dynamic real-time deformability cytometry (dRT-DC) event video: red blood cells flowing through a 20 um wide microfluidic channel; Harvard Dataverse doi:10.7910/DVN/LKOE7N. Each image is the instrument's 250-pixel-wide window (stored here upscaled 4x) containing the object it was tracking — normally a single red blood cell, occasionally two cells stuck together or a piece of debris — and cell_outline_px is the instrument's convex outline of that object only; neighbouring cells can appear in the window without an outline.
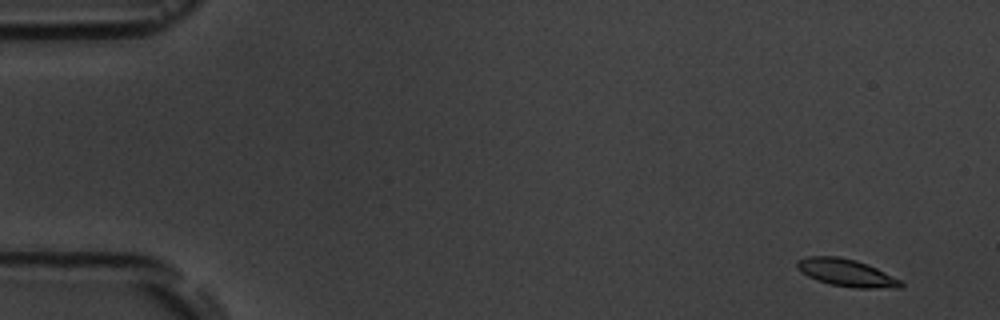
{"species": "common noctule bat (a hibernating species)", "species_latin": "Nyctalus noctula", "temperature_condition": "room temperature", "stored_images_in_passage": 5, "camera_frame_rate_fps": 3000, "um_per_image_px": 0.085, "animal": {"sex": "male", "body_mass_g": 19.5, "forearm_length_mm": 54.6}, "frame": {"image": 1, "passage_image": 1, "time_ms": 0.0, "image_size_px": [1000, 320], "cell_outline_px": [[904, 284], [900, 288], [856, 288], [832, 284], [816, 280], [808, 276], [796, 268], [796, 260], [808, 256], [840, 256], [856, 260], [868, 264], [900, 280]], "centroid_in_image_um": [71.92, 23.17], "position_along_channel_um": 13.1, "area_um2": 16.53}}
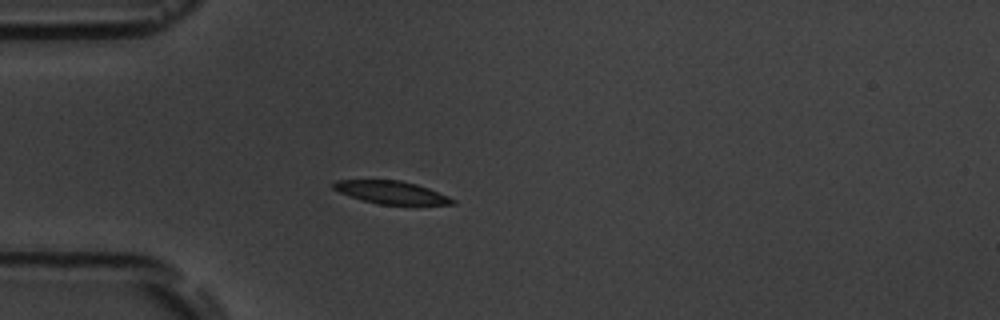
{"frame": {"image": 2, "passage_image": 4, "time_ms": 4.333, "image_size_px": [1000, 320], "cell_outline_px": [[456, 204], [380, 204], [364, 200], [340, 192], [332, 188], [332, 184], [336, 180], [400, 180], [416, 184], [428, 188], [448, 196], [456, 200]], "centroid_in_image_um": [33.27, 16.34], "position_along_channel_um": 51.7, "area_um2": 15.49}}